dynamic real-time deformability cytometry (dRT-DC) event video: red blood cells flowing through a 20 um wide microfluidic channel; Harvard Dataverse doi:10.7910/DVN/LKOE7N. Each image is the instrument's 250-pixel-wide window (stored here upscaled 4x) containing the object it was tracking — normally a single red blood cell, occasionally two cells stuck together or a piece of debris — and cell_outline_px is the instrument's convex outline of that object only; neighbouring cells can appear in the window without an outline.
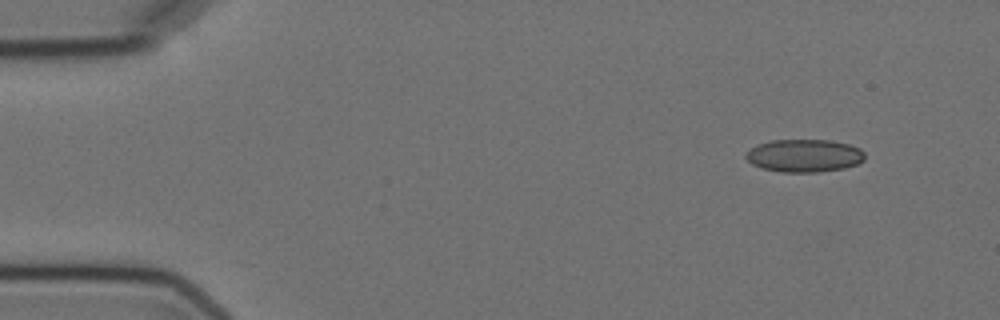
{"species": "Egyptian fruit bat (a non-hibernating species)", "species_latin": "Rousettus aegyptiacus", "temperature_condition": "cold", "stored_images_in_passage": 5, "segment_of_instrument_passage": [2, 2], "camera_frame_rate_fps": 3000, "um_per_image_px": 0.085, "animal": {"sex": "female"}, "frame": {"image": 1, "passage_image": 5, "time_ms": 5.0, "image_size_px": [1000, 320], "cell_outline_px": [[864, 160], [856, 164], [844, 168], [820, 172], [780, 172], [764, 168], [752, 164], [744, 156], [756, 144], [772, 140], [828, 140], [848, 144], [860, 148], [864, 152]], "centroid_in_image_um": [68.37, 13.23], "position_along_channel_um": 16.6, "area_um2": 22.66}}